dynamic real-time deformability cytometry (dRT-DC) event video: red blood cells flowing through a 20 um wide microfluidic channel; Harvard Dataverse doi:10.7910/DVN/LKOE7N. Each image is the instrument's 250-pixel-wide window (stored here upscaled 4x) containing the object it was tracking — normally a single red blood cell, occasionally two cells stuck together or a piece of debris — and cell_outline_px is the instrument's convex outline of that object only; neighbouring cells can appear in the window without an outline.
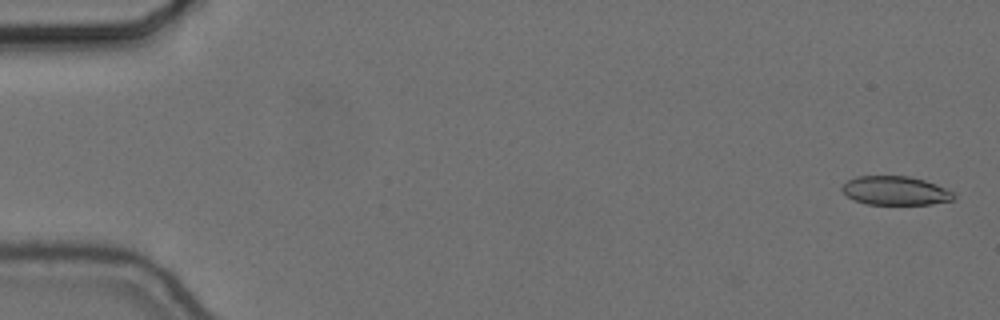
{"species": "common noctule bat (a hibernating species)", "species_latin": "Nyctalus noctula", "temperature_condition": "cold", "stored_images_in_passage": 55, "camera_frame_rate_fps": 3000, "um_per_image_px": 0.085, "animal": {"sex": "female", "body_mass_g": 24.6, "forearm_length_mm": 56.2}, "frame": {"image": 1, "passage_image": 2, "time_ms": 0.333, "image_size_px": [1000, 320], "cell_outline_px": [[956, 196], [952, 200], [932, 204], [868, 204], [856, 200], [848, 196], [840, 188], [848, 180], [856, 176], [908, 176], [924, 180], [936, 184], [952, 192]], "centroid_in_image_um": [76.11, 16.2], "position_along_channel_um": 8.9, "area_um2": 18.55}}
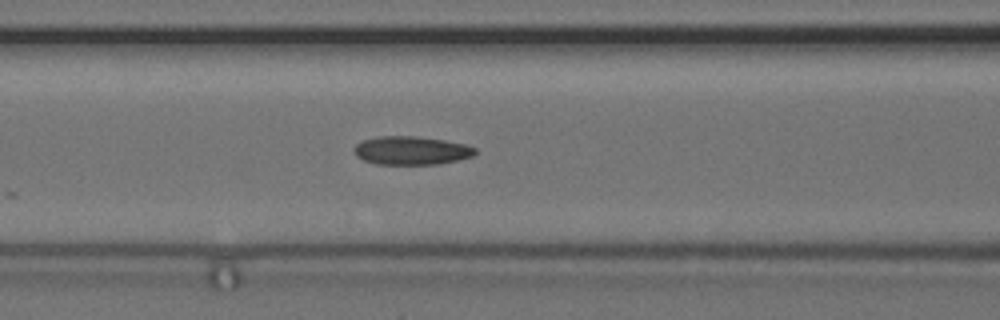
{"frame": {"image": 2, "passage_image": 24, "time_ms": 7.667, "image_size_px": [1000, 320], "cell_outline_px": [[476, 152], [472, 156], [440, 164], [376, 164], [364, 160], [356, 156], [352, 148], [356, 144], [364, 140], [380, 136], [416, 136], [444, 140], [464, 144], [476, 148]], "centroid_in_image_um": [34.94, 12.79], "position_along_channel_um": 131.7, "area_um2": 20.0}}
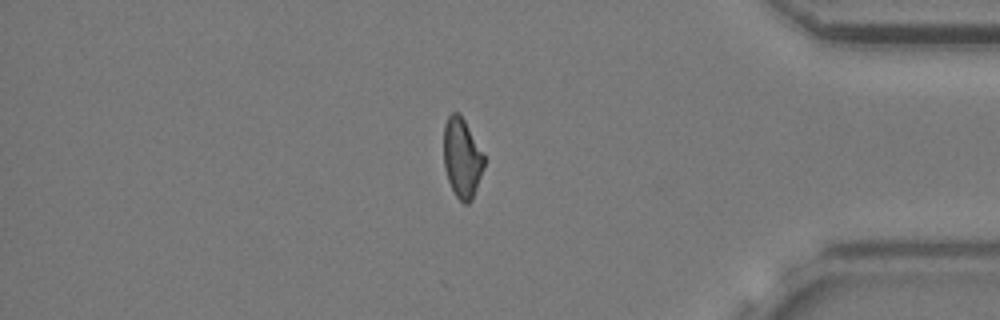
{"frame": {"image": 3, "passage_image": 48, "time_ms": 15.667, "image_size_px": [1000, 320], "cell_outline_px": [[484, 168], [472, 200], [468, 204], [464, 204], [456, 196], [448, 180], [444, 168], [444, 124], [448, 116], [452, 112], [460, 112], [484, 156]], "centroid_in_image_um": [39.26, 13.43], "position_along_channel_um": 395.9, "area_um2": 18.67}}